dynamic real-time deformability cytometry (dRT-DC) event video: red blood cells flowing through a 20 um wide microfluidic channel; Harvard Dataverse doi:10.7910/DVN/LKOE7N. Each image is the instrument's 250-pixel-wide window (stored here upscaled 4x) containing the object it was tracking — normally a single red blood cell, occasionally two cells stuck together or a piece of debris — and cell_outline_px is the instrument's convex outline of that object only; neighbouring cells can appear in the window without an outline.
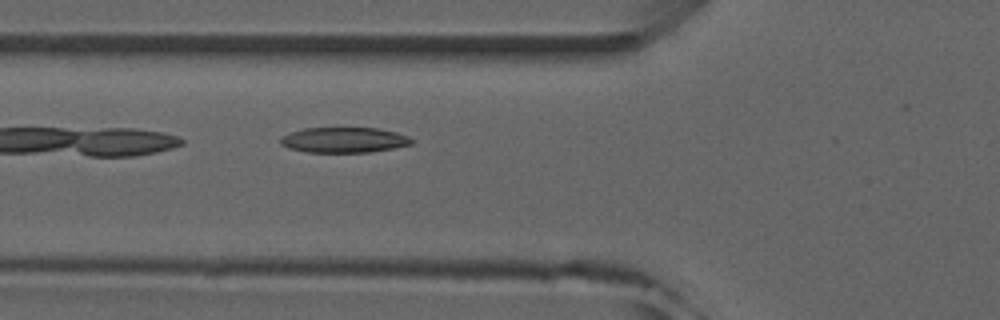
{"species": "common noctule bat (a hibernating species)", "species_latin": "Nyctalus noctula", "temperature_condition": "room temperature", "stored_images_in_passage": 6, "camera_frame_rate_fps": 3000, "um_per_image_px": 0.085, "animal": {"sex": "male", "forearm_length_mm": 52.5}, "frame": {"image": 1, "passage_image": 6, "time_ms": 5.667, "image_size_px": [1000, 320], "cell_outline_px": [[412, 144], [392, 148], [368, 152], [308, 152], [288, 148], [280, 144], [280, 136], [304, 128], [376, 128], [396, 132], [408, 136], [412, 140]], "centroid_in_image_um": [29.2, 11.89], "position_along_channel_um": 96.6, "area_um2": 19.25}}